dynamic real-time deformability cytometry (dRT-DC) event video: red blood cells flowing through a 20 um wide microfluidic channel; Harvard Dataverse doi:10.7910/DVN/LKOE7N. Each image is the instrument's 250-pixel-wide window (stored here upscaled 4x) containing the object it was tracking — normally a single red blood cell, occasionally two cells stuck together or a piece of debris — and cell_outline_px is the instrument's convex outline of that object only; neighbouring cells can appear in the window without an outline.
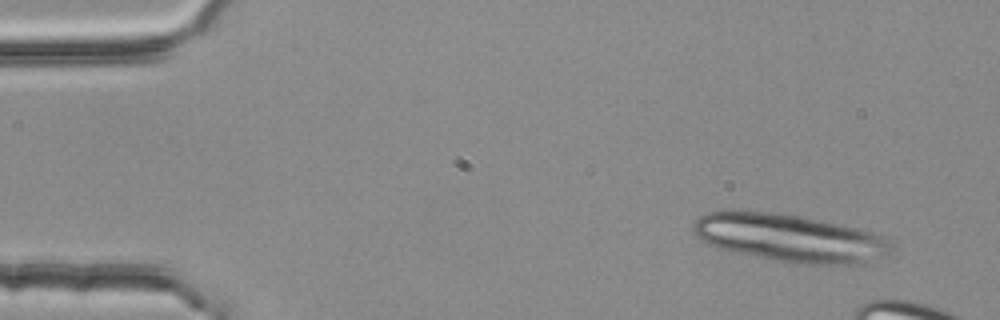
{"species": "common noctule bat (a hibernating species)", "species_latin": "Nyctalus noctula", "temperature_condition": "room temperature", "stored_images_in_passage": 4, "camera_frame_rate_fps": 3000, "um_per_image_px": 0.085, "animal": {"sex": "female", "body_mass_g": 25.1}, "frame": {"image": 1, "passage_image": 1, "time_ms": 0.0, "image_size_px": [1000, 320], "cell_outline_px": [[892, 244], [884, 256], [848, 264], [808, 264], [768, 260], [720, 248], [708, 244], [700, 240], [696, 236], [692, 228], [692, 224], [700, 216], [708, 212], [768, 212], [800, 216], [856, 228], [872, 232], [884, 236]], "centroid_in_image_um": [67.07, 20.23], "position_along_channel_um": 17.9, "area_um2": 54.04}}